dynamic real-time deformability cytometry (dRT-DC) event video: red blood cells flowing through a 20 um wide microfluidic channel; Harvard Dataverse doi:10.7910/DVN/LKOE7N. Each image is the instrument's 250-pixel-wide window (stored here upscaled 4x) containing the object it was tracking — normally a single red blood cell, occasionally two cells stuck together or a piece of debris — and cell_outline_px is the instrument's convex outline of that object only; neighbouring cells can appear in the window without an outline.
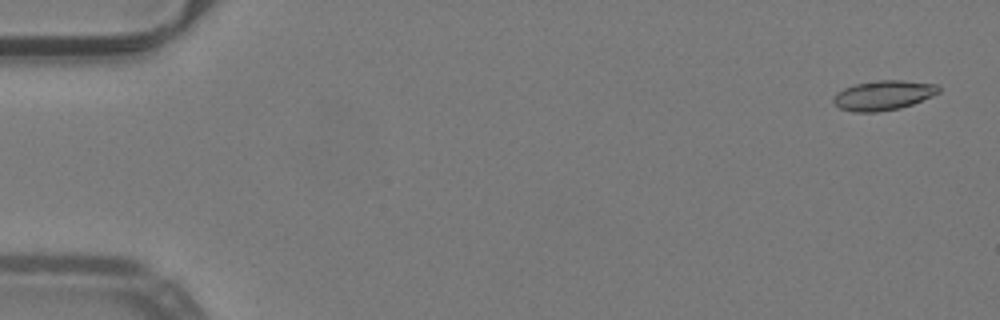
{"species": "common noctule bat (a hibernating species)", "species_latin": "Nyctalus noctula", "temperature_condition": "warm", "stored_images_in_passage": 52, "camera_frame_rate_fps": 3000, "um_per_image_px": 0.085, "animal": {"sex": "male", "body_mass_g": 19.2, "forearm_length_mm": 51.8}, "frame": {"image": 1, "passage_image": 2, "time_ms": 0.333, "image_size_px": [1000, 320], "cell_outline_px": [[940, 92], [932, 96], [912, 104], [900, 108], [876, 112], [852, 112], [840, 108], [832, 100], [832, 96], [836, 92], [844, 88], [856, 84], [876, 80], [904, 80], [936, 84], [940, 88]], "centroid_in_image_um": [75.07, 8.09], "position_along_channel_um": 9.9, "area_um2": 18.26}}
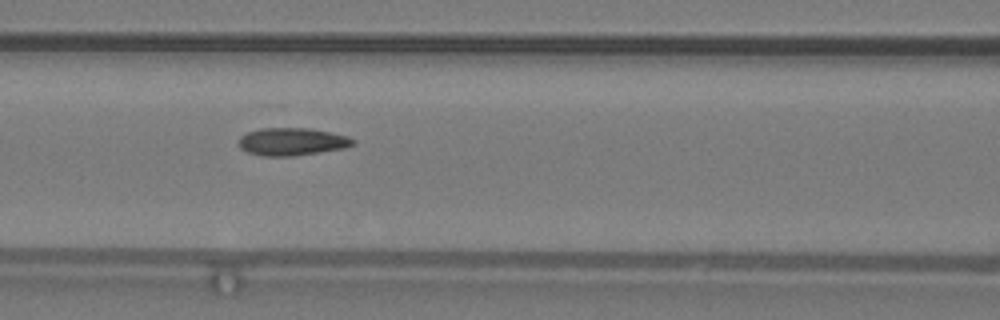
{"frame": {"image": 2, "passage_image": 23, "time_ms": 7.333, "image_size_px": [1000, 320], "cell_outline_px": [[356, 144], [344, 148], [292, 156], [260, 156], [248, 152], [240, 148], [236, 144], [240, 136], [248, 132], [260, 128], [308, 128], [348, 136], [356, 140]], "centroid_in_image_um": [24.78, 12.04], "position_along_channel_um": 141.8, "area_um2": 18.5}}
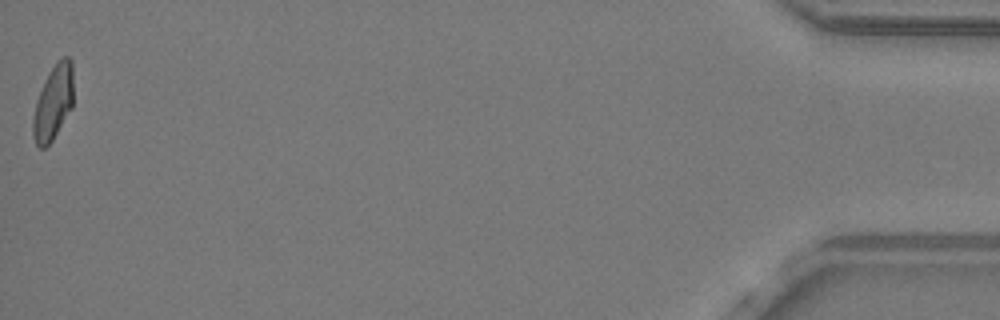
{"frame": {"image": 3, "passage_image": 52, "time_ms": 17.0, "image_size_px": [1000, 320], "cell_outline_px": [[72, 108], [52, 140], [44, 148], [40, 148], [36, 144], [32, 136], [32, 120], [36, 100], [48, 72], [56, 60], [64, 56], [68, 56], [72, 60]], "centroid_in_image_um": [4.51, 8.69], "position_along_channel_um": 430.7, "area_um2": 17.69}, "authors_computed_cell_mechanics": {"area_um2": 18.0336, "velocity_mm_per_s": 4.011, "shape_relaxation_time_tau1_ms": null, "shape_relaxation_time_tau2_ms": 2.4845, "deformation_change_tau1": null, "deformation_change_tau2": 0.0956}}